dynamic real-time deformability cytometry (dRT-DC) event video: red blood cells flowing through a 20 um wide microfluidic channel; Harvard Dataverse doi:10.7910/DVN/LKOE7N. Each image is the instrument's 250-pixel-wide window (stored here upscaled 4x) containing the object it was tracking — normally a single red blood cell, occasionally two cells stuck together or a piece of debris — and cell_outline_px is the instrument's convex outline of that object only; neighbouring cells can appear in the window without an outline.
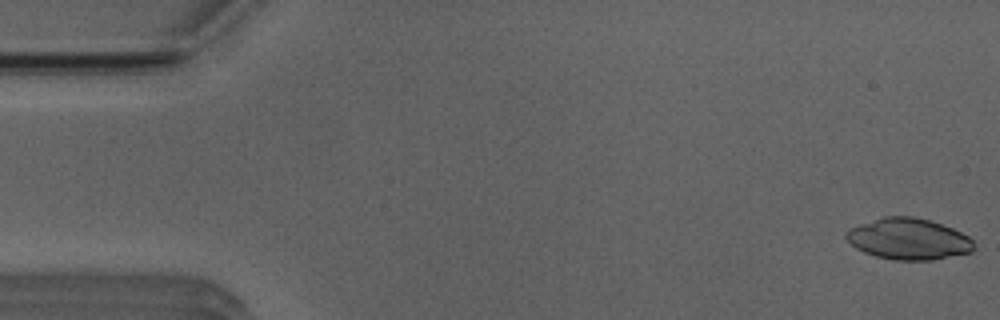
{"species": "Egyptian fruit bat (a non-hibernating species)", "species_latin": "Rousettus aegyptiacus", "temperature_condition": "room temperature", "stored_images_in_passage": 51, "camera_frame_rate_fps": 3000, "um_per_image_px": 0.085, "animal": {"sex": "male"}, "frame": {"image": 1, "passage_image": 1, "time_ms": 0.0, "image_size_px": [1000, 320], "cell_outline_px": [[972, 252], [932, 260], [892, 260], [876, 256], [864, 252], [856, 248], [844, 236], [844, 232], [848, 228], [884, 216], [912, 216], [928, 220], [952, 228], [968, 236], [972, 240]], "centroid_in_image_um": [77.18, 20.31], "position_along_channel_um": 7.8, "area_um2": 30.58}}